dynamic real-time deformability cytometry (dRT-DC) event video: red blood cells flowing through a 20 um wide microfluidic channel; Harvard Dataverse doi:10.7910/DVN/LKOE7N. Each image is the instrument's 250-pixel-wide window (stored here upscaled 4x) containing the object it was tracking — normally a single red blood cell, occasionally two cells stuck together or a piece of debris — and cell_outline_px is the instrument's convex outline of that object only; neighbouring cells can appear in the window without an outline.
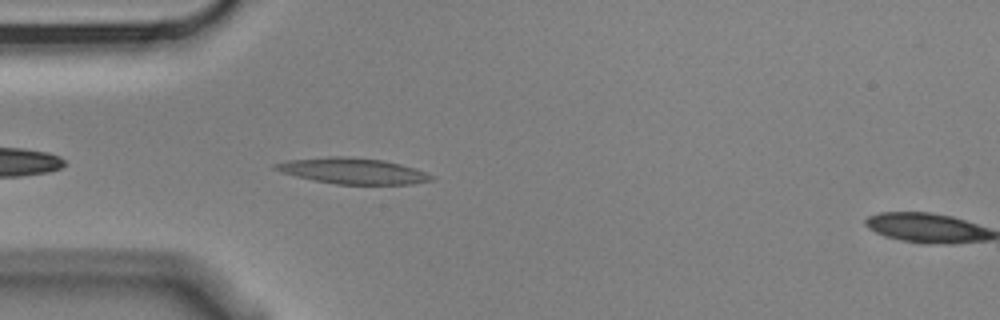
{"species": "Egyptian fruit bat (a non-hibernating species)", "species_latin": "Rousettus aegyptiacus", "temperature_condition": "cold", "stored_images_in_passage": 5, "segment_of_instrument_passage": [1, 2], "camera_frame_rate_fps": 3000, "um_per_image_px": 0.085, "animal": {"sex": "male"}, "frame": {"image": 1, "passage_image": 4, "time_ms": 1.0, "image_size_px": [1000, 320], "cell_outline_px": [[436, 176], [432, 180], [412, 184], [336, 184], [312, 180], [280, 172], [272, 168], [272, 164], [288, 160], [328, 156], [344, 156], [384, 160], [400, 164]], "centroid_in_image_um": [29.93, 14.52], "position_along_channel_um": 55.1, "area_um2": 23.52}}